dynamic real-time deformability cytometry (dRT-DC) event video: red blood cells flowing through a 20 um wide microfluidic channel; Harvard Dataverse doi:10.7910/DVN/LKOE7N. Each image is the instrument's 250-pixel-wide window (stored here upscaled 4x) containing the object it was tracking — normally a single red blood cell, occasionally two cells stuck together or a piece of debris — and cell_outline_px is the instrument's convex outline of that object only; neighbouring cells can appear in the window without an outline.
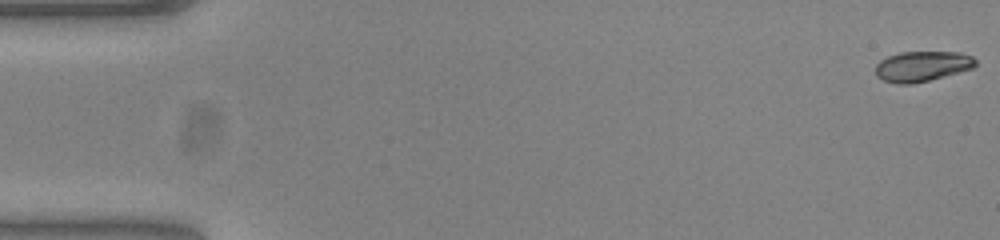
{"species": "common noctule bat (a hibernating species)", "species_latin": "Nyctalus noctula", "temperature_condition": "warm", "stored_images_in_passage": 54, "camera_frame_rate_fps": 3000, "um_per_image_px": 0.085, "animal": {"sex": "female", "body_mass_g": 23.0, "forearm_length_mm": 53.4}, "frame": {"image": 1, "passage_image": 1, "time_ms": 0.0, "image_size_px": [1000, 240], "cell_outline_px": [[976, 64], [972, 68], [944, 76], [912, 84], [896, 84], [884, 80], [876, 76], [876, 64], [880, 60], [888, 56], [900, 52], [960, 52], [972, 56], [976, 60]], "centroid_in_image_um": [78.36, 5.63], "position_along_channel_um": 6.6, "area_um2": 17.57}}
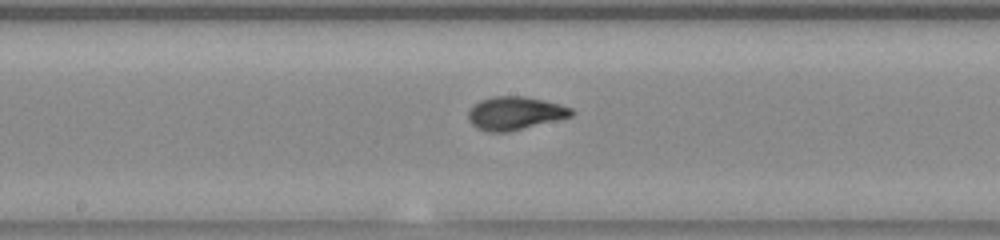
{"frame": {"image": 2, "passage_image": 28, "time_ms": 9.0, "image_size_px": [1000, 240], "cell_outline_px": [[576, 112], [572, 116], [508, 132], [488, 132], [476, 128], [468, 120], [468, 112], [480, 100], [492, 96], [524, 96], [560, 104], [572, 108]], "centroid_in_image_um": [43.77, 9.62], "position_along_channel_um": 204.4, "area_um2": 19.88}}
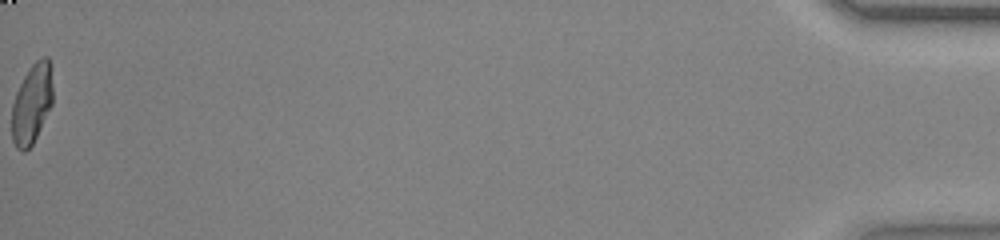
{"frame": {"image": 3, "passage_image": 54, "time_ms": 17.667, "image_size_px": [1000, 240], "cell_outline_px": [[52, 104], [32, 144], [24, 152], [16, 148], [12, 140], [12, 104], [16, 92], [28, 68], [36, 60], [44, 56], [48, 56], [52, 64]], "centroid_in_image_um": [2.71, 8.76], "position_along_channel_um": 432.5, "area_um2": 19.13}, "authors_computed_cell_mechanics": {"area_um2": 19.1318, "velocity_mm_per_s": 3.8567, "shape_relaxation_time_tau1_ms": 4.1651, "shape_relaxation_time_tau2_ms": 0.6123, "deformation_change_tau1": 0.2376, "deformation_change_tau2": 0.0574}}